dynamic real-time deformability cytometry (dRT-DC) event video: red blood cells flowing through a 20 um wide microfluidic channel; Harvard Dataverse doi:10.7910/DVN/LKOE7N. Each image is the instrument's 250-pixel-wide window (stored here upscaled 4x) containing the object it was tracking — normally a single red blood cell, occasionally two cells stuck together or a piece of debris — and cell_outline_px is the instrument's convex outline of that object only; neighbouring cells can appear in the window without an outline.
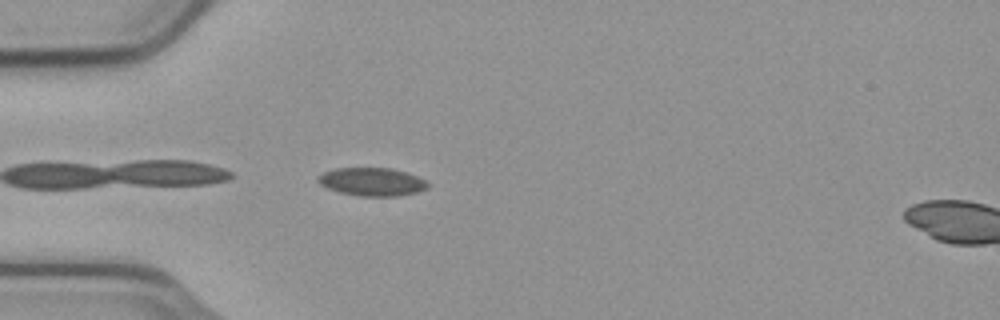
{"species": "common noctule bat (a hibernating species)", "species_latin": "Nyctalus noctula", "temperature_condition": "cold", "stored_images_in_passage": 9, "camera_frame_rate_fps": 3000, "um_per_image_px": 0.085, "animal": {"sex": "male", "body_mass_g": 23.1, "forearm_length_mm": 52.7}, "frame": {"image": 1, "passage_image": 1, "time_ms": 0.0, "image_size_px": [1000, 320], "cell_outline_px": [[428, 188], [416, 192], [396, 196], [360, 196], [340, 192], [328, 188], [320, 184], [316, 180], [316, 176], [324, 172], [336, 168], [392, 168], [416, 176], [424, 180], [428, 184]], "centroid_in_image_um": [31.58, 15.45], "position_along_channel_um": 53.4, "area_um2": 17.86}}
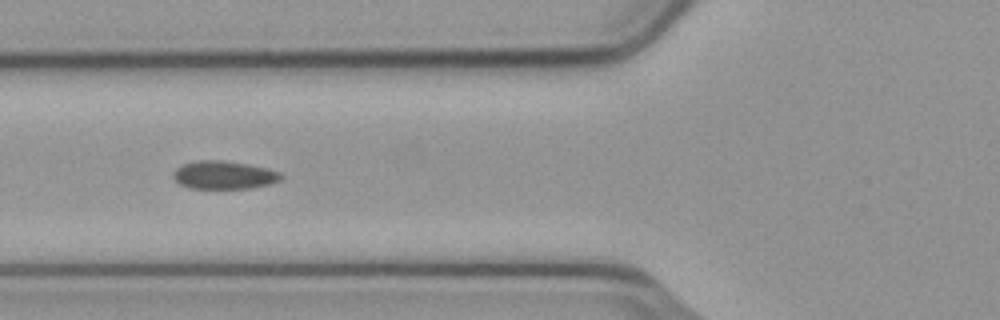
{"frame": {"image": 2, "passage_image": 6, "time_ms": 1.667, "image_size_px": [1000, 320], "cell_outline_px": [[284, 176], [280, 180], [268, 184], [252, 188], [188, 188], [180, 184], [172, 176], [172, 172], [176, 168], [184, 164], [196, 160], [224, 160], [248, 164], [268, 168], [280, 172]], "centroid_in_image_um": [19.03, 14.87], "position_along_channel_um": 106.8, "area_um2": 17.74}}